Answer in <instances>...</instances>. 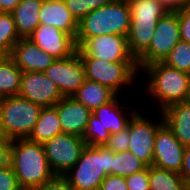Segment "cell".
Returning <instances> with one entry per match:
<instances>
[{"mask_svg": "<svg viewBox=\"0 0 190 190\" xmlns=\"http://www.w3.org/2000/svg\"><path fill=\"white\" fill-rule=\"evenodd\" d=\"M99 190H128L125 177L107 175L101 182Z\"/></svg>", "mask_w": 190, "mask_h": 190, "instance_id": "35", "label": "cell"}, {"mask_svg": "<svg viewBox=\"0 0 190 190\" xmlns=\"http://www.w3.org/2000/svg\"><path fill=\"white\" fill-rule=\"evenodd\" d=\"M35 190H74L64 175H54L50 180Z\"/></svg>", "mask_w": 190, "mask_h": 190, "instance_id": "34", "label": "cell"}, {"mask_svg": "<svg viewBox=\"0 0 190 190\" xmlns=\"http://www.w3.org/2000/svg\"><path fill=\"white\" fill-rule=\"evenodd\" d=\"M0 138H9V137H6L4 132L2 131L1 129V122H0Z\"/></svg>", "mask_w": 190, "mask_h": 190, "instance_id": "40", "label": "cell"}, {"mask_svg": "<svg viewBox=\"0 0 190 190\" xmlns=\"http://www.w3.org/2000/svg\"><path fill=\"white\" fill-rule=\"evenodd\" d=\"M144 74L149 78L147 90L153 99H157L160 112L169 106L190 100V74L179 71L163 62L144 66Z\"/></svg>", "mask_w": 190, "mask_h": 190, "instance_id": "2", "label": "cell"}, {"mask_svg": "<svg viewBox=\"0 0 190 190\" xmlns=\"http://www.w3.org/2000/svg\"><path fill=\"white\" fill-rule=\"evenodd\" d=\"M42 107L20 96L2 98L1 129L11 139L28 138L38 120Z\"/></svg>", "mask_w": 190, "mask_h": 190, "instance_id": "6", "label": "cell"}, {"mask_svg": "<svg viewBox=\"0 0 190 190\" xmlns=\"http://www.w3.org/2000/svg\"><path fill=\"white\" fill-rule=\"evenodd\" d=\"M184 149L185 146L176 139L173 131L164 122L155 134L152 165L180 173Z\"/></svg>", "mask_w": 190, "mask_h": 190, "instance_id": "15", "label": "cell"}, {"mask_svg": "<svg viewBox=\"0 0 190 190\" xmlns=\"http://www.w3.org/2000/svg\"><path fill=\"white\" fill-rule=\"evenodd\" d=\"M169 11H177L184 5L190 4V0H158Z\"/></svg>", "mask_w": 190, "mask_h": 190, "instance_id": "38", "label": "cell"}, {"mask_svg": "<svg viewBox=\"0 0 190 190\" xmlns=\"http://www.w3.org/2000/svg\"><path fill=\"white\" fill-rule=\"evenodd\" d=\"M181 40L190 43V4L178 10Z\"/></svg>", "mask_w": 190, "mask_h": 190, "instance_id": "33", "label": "cell"}, {"mask_svg": "<svg viewBox=\"0 0 190 190\" xmlns=\"http://www.w3.org/2000/svg\"><path fill=\"white\" fill-rule=\"evenodd\" d=\"M128 190H150L149 166L130 176L125 177Z\"/></svg>", "mask_w": 190, "mask_h": 190, "instance_id": "31", "label": "cell"}, {"mask_svg": "<svg viewBox=\"0 0 190 190\" xmlns=\"http://www.w3.org/2000/svg\"><path fill=\"white\" fill-rule=\"evenodd\" d=\"M27 38L55 59L67 58L77 51L75 39L52 25L39 24Z\"/></svg>", "mask_w": 190, "mask_h": 190, "instance_id": "16", "label": "cell"}, {"mask_svg": "<svg viewBox=\"0 0 190 190\" xmlns=\"http://www.w3.org/2000/svg\"><path fill=\"white\" fill-rule=\"evenodd\" d=\"M0 190H23L10 164L0 166Z\"/></svg>", "mask_w": 190, "mask_h": 190, "instance_id": "32", "label": "cell"}, {"mask_svg": "<svg viewBox=\"0 0 190 190\" xmlns=\"http://www.w3.org/2000/svg\"><path fill=\"white\" fill-rule=\"evenodd\" d=\"M21 0H0V12L11 13Z\"/></svg>", "mask_w": 190, "mask_h": 190, "instance_id": "39", "label": "cell"}, {"mask_svg": "<svg viewBox=\"0 0 190 190\" xmlns=\"http://www.w3.org/2000/svg\"><path fill=\"white\" fill-rule=\"evenodd\" d=\"M86 79L108 87L116 95L120 88L132 84L138 74L137 62H109L92 56H80Z\"/></svg>", "mask_w": 190, "mask_h": 190, "instance_id": "8", "label": "cell"}, {"mask_svg": "<svg viewBox=\"0 0 190 190\" xmlns=\"http://www.w3.org/2000/svg\"><path fill=\"white\" fill-rule=\"evenodd\" d=\"M148 166L130 151L114 153L112 151L111 175L127 177L138 173Z\"/></svg>", "mask_w": 190, "mask_h": 190, "instance_id": "26", "label": "cell"}, {"mask_svg": "<svg viewBox=\"0 0 190 190\" xmlns=\"http://www.w3.org/2000/svg\"><path fill=\"white\" fill-rule=\"evenodd\" d=\"M162 115L176 139L183 146H190V100L169 106Z\"/></svg>", "mask_w": 190, "mask_h": 190, "instance_id": "20", "label": "cell"}, {"mask_svg": "<svg viewBox=\"0 0 190 190\" xmlns=\"http://www.w3.org/2000/svg\"><path fill=\"white\" fill-rule=\"evenodd\" d=\"M2 98H3V96H1V94H0V105H1V102H2Z\"/></svg>", "mask_w": 190, "mask_h": 190, "instance_id": "42", "label": "cell"}, {"mask_svg": "<svg viewBox=\"0 0 190 190\" xmlns=\"http://www.w3.org/2000/svg\"><path fill=\"white\" fill-rule=\"evenodd\" d=\"M115 0H64L70 13L80 21L95 9L112 4Z\"/></svg>", "mask_w": 190, "mask_h": 190, "instance_id": "29", "label": "cell"}, {"mask_svg": "<svg viewBox=\"0 0 190 190\" xmlns=\"http://www.w3.org/2000/svg\"><path fill=\"white\" fill-rule=\"evenodd\" d=\"M43 73L58 87L63 97H72L86 81L85 69L79 53L56 59Z\"/></svg>", "mask_w": 190, "mask_h": 190, "instance_id": "12", "label": "cell"}, {"mask_svg": "<svg viewBox=\"0 0 190 190\" xmlns=\"http://www.w3.org/2000/svg\"><path fill=\"white\" fill-rule=\"evenodd\" d=\"M163 63L190 74V43L180 40L172 48Z\"/></svg>", "mask_w": 190, "mask_h": 190, "instance_id": "28", "label": "cell"}, {"mask_svg": "<svg viewBox=\"0 0 190 190\" xmlns=\"http://www.w3.org/2000/svg\"><path fill=\"white\" fill-rule=\"evenodd\" d=\"M181 40L178 10L168 11L158 20L149 47L136 59L139 70L155 62H163Z\"/></svg>", "mask_w": 190, "mask_h": 190, "instance_id": "9", "label": "cell"}, {"mask_svg": "<svg viewBox=\"0 0 190 190\" xmlns=\"http://www.w3.org/2000/svg\"><path fill=\"white\" fill-rule=\"evenodd\" d=\"M115 96L116 94L108 87L86 79L72 97L93 112L101 105L110 102Z\"/></svg>", "mask_w": 190, "mask_h": 190, "instance_id": "22", "label": "cell"}, {"mask_svg": "<svg viewBox=\"0 0 190 190\" xmlns=\"http://www.w3.org/2000/svg\"><path fill=\"white\" fill-rule=\"evenodd\" d=\"M42 3L43 0H21L11 12L21 38H27L40 24L39 12Z\"/></svg>", "mask_w": 190, "mask_h": 190, "instance_id": "21", "label": "cell"}, {"mask_svg": "<svg viewBox=\"0 0 190 190\" xmlns=\"http://www.w3.org/2000/svg\"><path fill=\"white\" fill-rule=\"evenodd\" d=\"M60 133L63 132L57 109L54 106L44 107L41 109L35 127L28 139L39 144H44Z\"/></svg>", "mask_w": 190, "mask_h": 190, "instance_id": "23", "label": "cell"}, {"mask_svg": "<svg viewBox=\"0 0 190 190\" xmlns=\"http://www.w3.org/2000/svg\"><path fill=\"white\" fill-rule=\"evenodd\" d=\"M130 30L127 36L130 53L137 59L148 47L158 20L169 10L158 0H127Z\"/></svg>", "mask_w": 190, "mask_h": 190, "instance_id": "5", "label": "cell"}, {"mask_svg": "<svg viewBox=\"0 0 190 190\" xmlns=\"http://www.w3.org/2000/svg\"><path fill=\"white\" fill-rule=\"evenodd\" d=\"M12 141L11 138H0V166L9 164Z\"/></svg>", "mask_w": 190, "mask_h": 190, "instance_id": "37", "label": "cell"}, {"mask_svg": "<svg viewBox=\"0 0 190 190\" xmlns=\"http://www.w3.org/2000/svg\"><path fill=\"white\" fill-rule=\"evenodd\" d=\"M9 57L23 72H43L56 60L29 38H21L12 47Z\"/></svg>", "mask_w": 190, "mask_h": 190, "instance_id": "17", "label": "cell"}, {"mask_svg": "<svg viewBox=\"0 0 190 190\" xmlns=\"http://www.w3.org/2000/svg\"><path fill=\"white\" fill-rule=\"evenodd\" d=\"M21 39L19 36L13 15L0 12V51L9 56L12 47Z\"/></svg>", "mask_w": 190, "mask_h": 190, "instance_id": "27", "label": "cell"}, {"mask_svg": "<svg viewBox=\"0 0 190 190\" xmlns=\"http://www.w3.org/2000/svg\"><path fill=\"white\" fill-rule=\"evenodd\" d=\"M130 8L127 0H115L112 4L93 10L78 21L75 39L77 48L87 39L105 34L128 36Z\"/></svg>", "mask_w": 190, "mask_h": 190, "instance_id": "3", "label": "cell"}, {"mask_svg": "<svg viewBox=\"0 0 190 190\" xmlns=\"http://www.w3.org/2000/svg\"><path fill=\"white\" fill-rule=\"evenodd\" d=\"M79 56H92L109 62H137L130 53L127 36L105 34L85 40L78 48Z\"/></svg>", "mask_w": 190, "mask_h": 190, "instance_id": "11", "label": "cell"}, {"mask_svg": "<svg viewBox=\"0 0 190 190\" xmlns=\"http://www.w3.org/2000/svg\"><path fill=\"white\" fill-rule=\"evenodd\" d=\"M130 142L129 123L126 128L118 133L110 134L108 141L105 143V147L114 153L128 151Z\"/></svg>", "mask_w": 190, "mask_h": 190, "instance_id": "30", "label": "cell"}, {"mask_svg": "<svg viewBox=\"0 0 190 190\" xmlns=\"http://www.w3.org/2000/svg\"><path fill=\"white\" fill-rule=\"evenodd\" d=\"M54 107L57 109L62 132L81 137L92 112L73 97H62Z\"/></svg>", "mask_w": 190, "mask_h": 190, "instance_id": "18", "label": "cell"}, {"mask_svg": "<svg viewBox=\"0 0 190 190\" xmlns=\"http://www.w3.org/2000/svg\"><path fill=\"white\" fill-rule=\"evenodd\" d=\"M160 123H152L140 112L132 111L129 120L130 142L128 151L143 161L147 166L153 162L155 134L164 123L162 112H160Z\"/></svg>", "mask_w": 190, "mask_h": 190, "instance_id": "13", "label": "cell"}, {"mask_svg": "<svg viewBox=\"0 0 190 190\" xmlns=\"http://www.w3.org/2000/svg\"><path fill=\"white\" fill-rule=\"evenodd\" d=\"M4 57H6V56L0 51V61H1Z\"/></svg>", "mask_w": 190, "mask_h": 190, "instance_id": "41", "label": "cell"}, {"mask_svg": "<svg viewBox=\"0 0 190 190\" xmlns=\"http://www.w3.org/2000/svg\"><path fill=\"white\" fill-rule=\"evenodd\" d=\"M18 96L44 107H53L63 96L57 85L43 72H23Z\"/></svg>", "mask_w": 190, "mask_h": 190, "instance_id": "14", "label": "cell"}, {"mask_svg": "<svg viewBox=\"0 0 190 190\" xmlns=\"http://www.w3.org/2000/svg\"><path fill=\"white\" fill-rule=\"evenodd\" d=\"M9 164L23 190H35L55 175L48 165L43 144L28 138L13 139Z\"/></svg>", "mask_w": 190, "mask_h": 190, "instance_id": "1", "label": "cell"}, {"mask_svg": "<svg viewBox=\"0 0 190 190\" xmlns=\"http://www.w3.org/2000/svg\"><path fill=\"white\" fill-rule=\"evenodd\" d=\"M180 175L190 190V146H185Z\"/></svg>", "mask_w": 190, "mask_h": 190, "instance_id": "36", "label": "cell"}, {"mask_svg": "<svg viewBox=\"0 0 190 190\" xmlns=\"http://www.w3.org/2000/svg\"><path fill=\"white\" fill-rule=\"evenodd\" d=\"M43 146L51 171L64 175L76 164L86 144L80 136L60 133Z\"/></svg>", "mask_w": 190, "mask_h": 190, "instance_id": "10", "label": "cell"}, {"mask_svg": "<svg viewBox=\"0 0 190 190\" xmlns=\"http://www.w3.org/2000/svg\"><path fill=\"white\" fill-rule=\"evenodd\" d=\"M121 107L123 106H120L116 95L110 102L92 112L81 136L86 145L104 146L110 134L118 133L127 127L131 117H125Z\"/></svg>", "mask_w": 190, "mask_h": 190, "instance_id": "7", "label": "cell"}, {"mask_svg": "<svg viewBox=\"0 0 190 190\" xmlns=\"http://www.w3.org/2000/svg\"><path fill=\"white\" fill-rule=\"evenodd\" d=\"M112 151L105 146L86 145L76 164L64 174L74 190H99L111 174Z\"/></svg>", "mask_w": 190, "mask_h": 190, "instance_id": "4", "label": "cell"}, {"mask_svg": "<svg viewBox=\"0 0 190 190\" xmlns=\"http://www.w3.org/2000/svg\"><path fill=\"white\" fill-rule=\"evenodd\" d=\"M150 190H189L178 172L149 166Z\"/></svg>", "mask_w": 190, "mask_h": 190, "instance_id": "25", "label": "cell"}, {"mask_svg": "<svg viewBox=\"0 0 190 190\" xmlns=\"http://www.w3.org/2000/svg\"><path fill=\"white\" fill-rule=\"evenodd\" d=\"M40 24L52 25L76 39L78 21L67 9L64 0H43Z\"/></svg>", "mask_w": 190, "mask_h": 190, "instance_id": "19", "label": "cell"}, {"mask_svg": "<svg viewBox=\"0 0 190 190\" xmlns=\"http://www.w3.org/2000/svg\"><path fill=\"white\" fill-rule=\"evenodd\" d=\"M23 71L6 56L0 61V94L3 97L18 96Z\"/></svg>", "mask_w": 190, "mask_h": 190, "instance_id": "24", "label": "cell"}]
</instances>
